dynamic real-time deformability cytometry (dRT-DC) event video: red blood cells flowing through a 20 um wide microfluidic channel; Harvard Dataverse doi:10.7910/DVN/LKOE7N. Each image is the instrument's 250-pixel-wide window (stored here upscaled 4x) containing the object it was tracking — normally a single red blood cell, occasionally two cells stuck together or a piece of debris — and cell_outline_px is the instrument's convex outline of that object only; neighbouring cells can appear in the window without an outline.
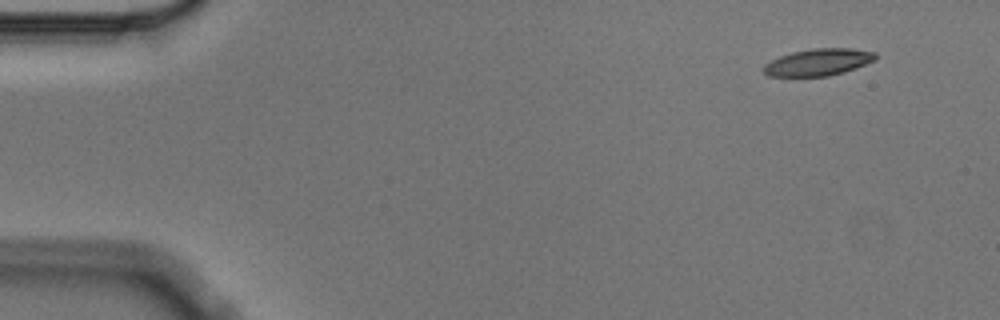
{"species": "Egyptian fruit bat (a non-hibernating species)", "species_latin": "Rousettus aegyptiacus", "temperature_condition": "cold", "stored_images_in_passage": 3, "camera_frame_rate_fps": 3000, "um_per_image_px": 0.085, "animal": {"sex": "male"}, "frame": {"image": 1, "passage_image": 1, "time_ms": 0.0, "image_size_px": [1000, 320], "cell_outline_px": [[880, 56], [876, 60], [844, 72], [828, 76], [768, 76], [764, 72], [764, 64], [780, 56], [792, 52], [812, 48], [852, 48], [876, 52]], "centroid_in_image_um": [69.61, 5.27], "position_along_channel_um": 15.4, "area_um2": 17.63}}